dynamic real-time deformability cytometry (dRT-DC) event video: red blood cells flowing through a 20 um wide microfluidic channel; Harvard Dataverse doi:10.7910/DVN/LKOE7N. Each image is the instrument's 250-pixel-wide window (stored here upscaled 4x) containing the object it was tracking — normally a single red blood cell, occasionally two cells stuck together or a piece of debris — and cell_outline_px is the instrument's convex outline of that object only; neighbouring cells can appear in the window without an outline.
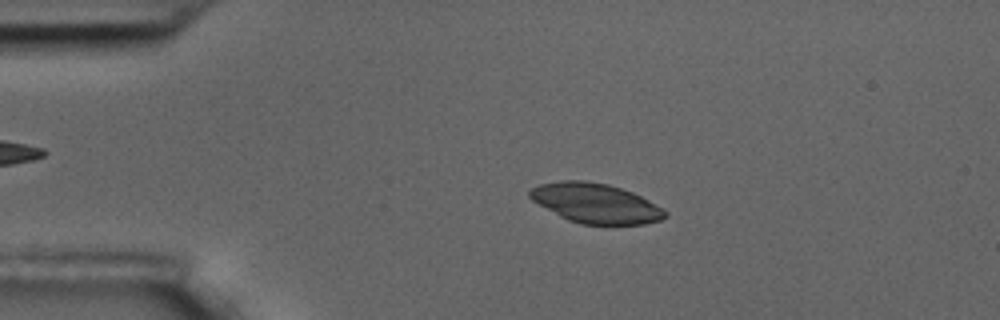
{"species": "common noctule bat (a hibernating species)", "species_latin": "Nyctalus noctula", "temperature_condition": "room temperature", "stored_images_in_passage": 58, "camera_frame_rate_fps": 3000, "um_per_image_px": 0.085, "animal": {"sex": "male", "body_mass_g": 17.5, "forearm_length_mm": 52.3}, "frame": {"image": 1, "passage_image": 12, "time_ms": 3.667, "image_size_px": [1000, 320], "cell_outline_px": [[668, 216], [660, 220], [644, 224], [580, 224], [568, 220], [560, 216], [532, 200], [528, 196], [528, 192], [532, 188], [540, 184], [564, 180], [584, 180], [608, 184], [632, 192], [664, 208], [668, 212]], "centroid_in_image_um": [50.64, 17.27], "position_along_channel_um": 34.4, "area_um2": 31.21}}